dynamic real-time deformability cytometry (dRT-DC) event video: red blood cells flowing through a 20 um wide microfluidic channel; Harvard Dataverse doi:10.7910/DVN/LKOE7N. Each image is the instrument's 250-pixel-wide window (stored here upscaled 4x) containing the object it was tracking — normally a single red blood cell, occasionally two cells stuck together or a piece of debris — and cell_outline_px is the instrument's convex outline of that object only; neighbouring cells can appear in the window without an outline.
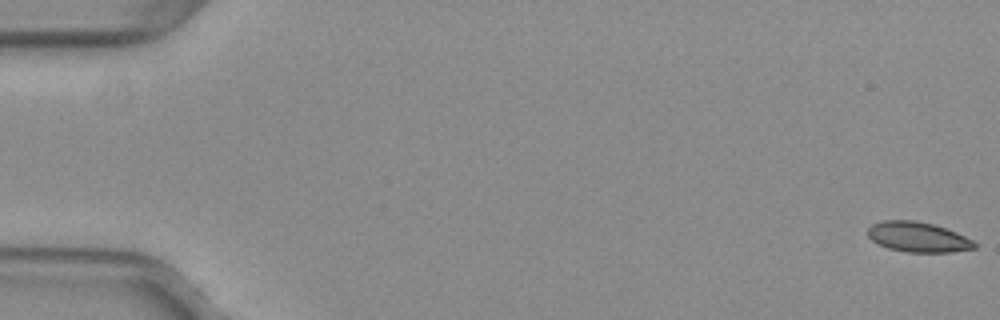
{"species": "common noctule bat (a hibernating species)", "species_latin": "Nyctalus noctula", "temperature_condition": "warm", "stored_images_in_passage": 53, "camera_frame_rate_fps": 3000, "um_per_image_px": 0.085, "animal": {"sex": "female", "body_mass_g": 29.2, "forearm_length_mm": 56.3}, "frame": {"image": 1, "passage_image": 1, "time_ms": 0.0, "image_size_px": [1000, 320], "cell_outline_px": [[976, 248], [952, 252], [904, 252], [888, 248], [872, 240], [868, 236], [868, 228], [872, 224], [884, 220], [916, 220], [932, 224], [956, 232], [972, 240], [976, 244]], "centroid_in_image_um": [78.02, 20.15], "position_along_channel_um": 7.0, "area_um2": 18.61}}
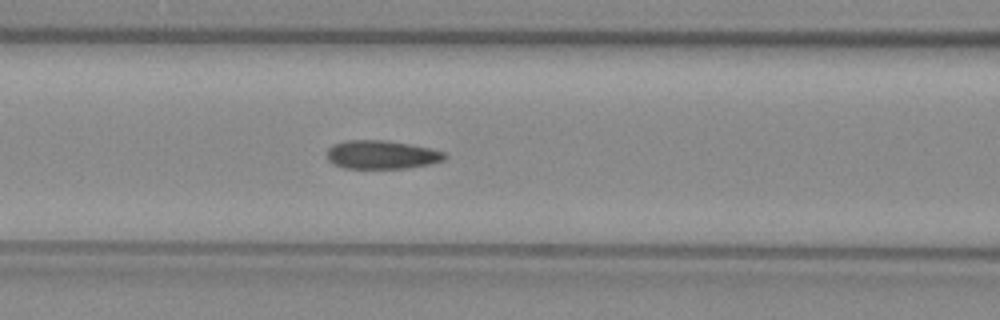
{"frame": {"image": 2, "passage_image": 23, "time_ms": 7.333, "image_size_px": [1000, 320], "cell_outline_px": [[448, 156], [444, 160], [432, 164], [408, 168], [344, 168], [332, 164], [328, 160], [328, 148], [332, 144], [344, 140], [388, 140], [412, 144], [432, 148], [444, 152]], "centroid_in_image_um": [32.47, 13.14], "position_along_channel_um": 134.1, "area_um2": 19.94}}
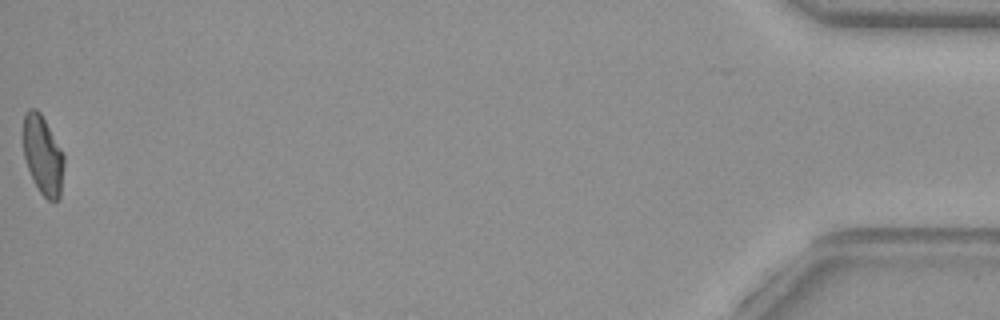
{"frame": {"image": 3, "passage_image": 53, "time_ms": 17.333, "image_size_px": [1000, 320], "cell_outline_px": [[64, 164], [60, 196], [56, 200], [48, 200], [40, 192], [28, 168], [24, 156], [24, 116], [28, 108], [36, 108], [40, 112], [64, 156]], "centroid_in_image_um": [3.64, 13.19], "position_along_channel_um": 431.6, "area_um2": 18.21}, "authors_computed_cell_mechanics": {"area_um2": 19.4786, "velocity_mm_per_s": 4.008, "shape_relaxation_time_tau1_ms": null, "shape_relaxation_time_tau2_ms": 1.8599, "deformation_change_tau1": null, "deformation_change_tau2": 0.0646}}